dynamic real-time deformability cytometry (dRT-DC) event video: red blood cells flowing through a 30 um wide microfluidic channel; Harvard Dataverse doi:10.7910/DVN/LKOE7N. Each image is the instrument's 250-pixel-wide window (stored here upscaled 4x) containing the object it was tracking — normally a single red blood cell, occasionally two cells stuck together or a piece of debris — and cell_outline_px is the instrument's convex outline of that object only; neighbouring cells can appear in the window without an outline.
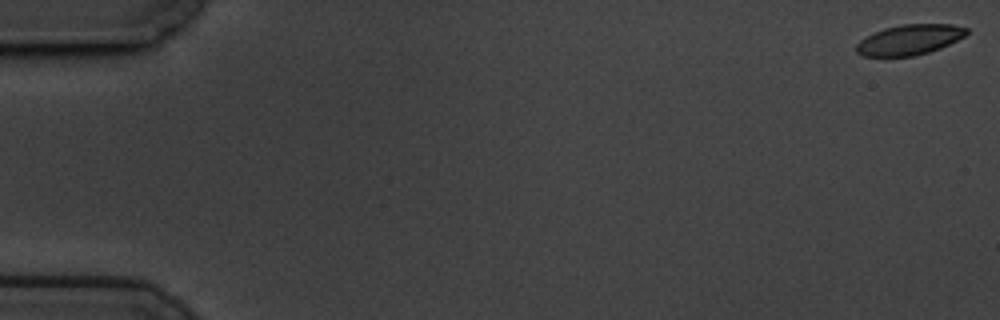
{"species": "common noctule bat (a hibernating species)", "species_latin": "Nyctalus noctula", "temperature_condition": "cold", "stored_images_in_passage": 15, "camera_frame_rate_fps": 3000, "um_per_image_px": 0.085, "animal": {"sex": "male", "body_mass_g": 19.5, "forearm_length_mm": 54.6}, "frame": {"image": 1, "passage_image": 1, "time_ms": 0.0, "image_size_px": [1000, 320], "cell_outline_px": [[968, 32], [964, 36], [940, 48], [928, 52], [912, 56], [864, 56], [856, 52], [856, 44], [860, 40], [884, 28], [904, 24], [952, 24], [968, 28]], "centroid_in_image_um": [77.31, 3.37], "position_along_channel_um": 7.7, "area_um2": 19.19}}
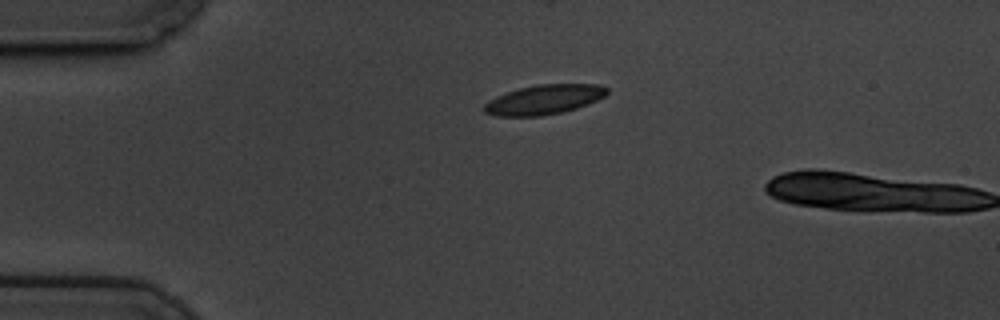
{"frame": {"image": 2, "passage_image": 14, "time_ms": 4.333, "image_size_px": [1000, 320], "cell_outline_px": [[608, 92], [604, 96], [588, 104], [576, 108], [560, 112], [540, 116], [496, 116], [484, 112], [484, 104], [488, 100], [496, 96], [520, 88], [536, 84], [600, 84], [608, 88]], "centroid_in_image_um": [46.24, 8.46], "position_along_channel_um": 38.8, "area_um2": 21.1}}